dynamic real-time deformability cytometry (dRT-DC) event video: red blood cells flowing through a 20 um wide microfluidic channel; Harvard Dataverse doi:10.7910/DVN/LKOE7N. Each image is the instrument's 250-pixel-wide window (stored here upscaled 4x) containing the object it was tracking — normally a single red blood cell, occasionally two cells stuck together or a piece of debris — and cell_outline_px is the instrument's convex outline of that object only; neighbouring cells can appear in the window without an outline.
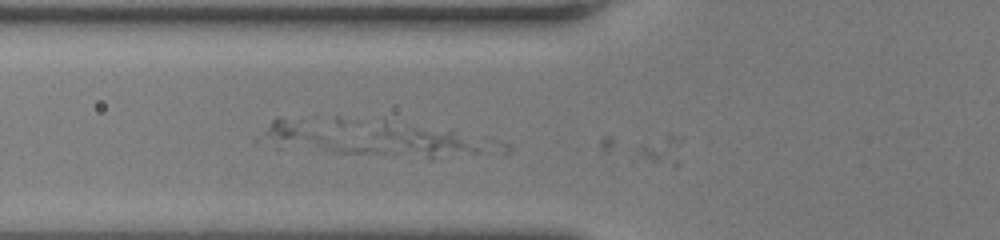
{"species": "human", "species_latin": "Homo sapiens", "temperature_condition": "room temperature", "stored_images_in_passage": 4, "segment_of_instrument_passage": [2, 2], "camera_frame_rate_fps": 3000, "um_per_image_px": 0.085, "donor": {"sex": "female"}, "frame": {"image": 1, "passage_image": 3, "time_ms": 0.667, "image_size_px": [1000, 240], "cell_outline_px": [[488, 140], [480, 152], [432, 160], [428, 160], [344, 152], [344, 148], [384, 120], [484, 136]], "centroid_in_image_um": [35.31, 12.08], "position_along_channel_um": 90.5, "area_um2": 26.65}}